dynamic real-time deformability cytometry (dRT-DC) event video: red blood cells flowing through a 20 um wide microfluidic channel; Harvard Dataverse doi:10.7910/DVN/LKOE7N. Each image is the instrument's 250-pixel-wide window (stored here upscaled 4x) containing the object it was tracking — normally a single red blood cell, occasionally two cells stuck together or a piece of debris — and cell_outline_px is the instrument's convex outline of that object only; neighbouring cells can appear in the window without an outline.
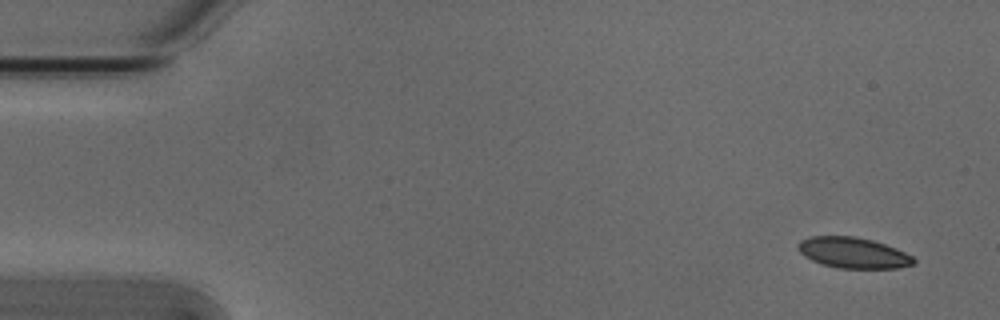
{"species": "Egyptian fruit bat (a non-hibernating species)", "species_latin": "Rousettus aegyptiacus", "temperature_condition": "cold", "stored_images_in_passage": 4, "camera_frame_rate_fps": 3000, "um_per_image_px": 0.085, "animal": {"sex": "male"}, "frame": {"image": 1, "passage_image": 1, "time_ms": 0.0, "image_size_px": [1000, 320], "cell_outline_px": [[916, 264], [896, 268], [836, 268], [820, 264], [804, 256], [796, 248], [796, 244], [800, 240], [808, 236], [856, 236], [872, 240], [896, 248], [912, 256], [916, 260]], "centroid_in_image_um": [72.48, 21.48], "position_along_channel_um": 12.5, "area_um2": 20.98}}
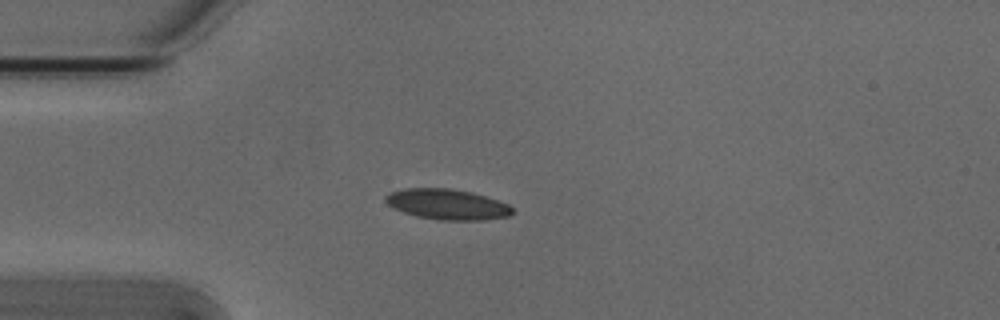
{"frame": {"image": 2, "passage_image": 4, "time_ms": 1.0, "image_size_px": [1000, 320], "cell_outline_px": [[516, 212], [508, 216], [484, 220], [440, 220], [416, 216], [392, 208], [384, 200], [384, 196], [392, 192], [404, 188], [452, 188], [472, 192], [508, 204]], "centroid_in_image_um": [38.01, 17.37], "position_along_channel_um": 47.0, "area_um2": 22.6}}